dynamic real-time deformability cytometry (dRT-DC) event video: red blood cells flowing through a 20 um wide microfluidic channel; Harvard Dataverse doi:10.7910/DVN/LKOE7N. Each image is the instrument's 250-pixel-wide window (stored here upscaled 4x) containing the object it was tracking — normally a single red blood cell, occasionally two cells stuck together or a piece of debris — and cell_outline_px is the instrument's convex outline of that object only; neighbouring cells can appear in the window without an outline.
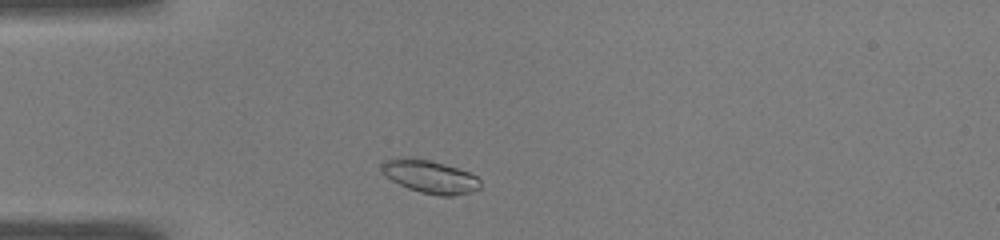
{"species": "common noctule bat (a hibernating species)", "species_latin": "Nyctalus noctula", "temperature_condition": "warm", "stored_images_in_passage": 40, "camera_frame_rate_fps": 3000, "um_per_image_px": 0.085, "animal": {"sex": "male", "body_mass_g": 19.0, "forearm_length_mm": 50.8}, "frame": {"image": 1, "passage_image": 4, "time_ms": 1.0, "image_size_px": [1000, 240], "cell_outline_px": [[480, 188], [472, 192], [452, 196], [440, 196], [420, 192], [408, 188], [384, 176], [380, 168], [380, 164], [384, 160], [404, 156], [432, 160], [468, 172], [476, 176], [480, 180]], "centroid_in_image_um": [36.51, 15.0], "position_along_channel_um": 48.5, "area_um2": 19.19}}
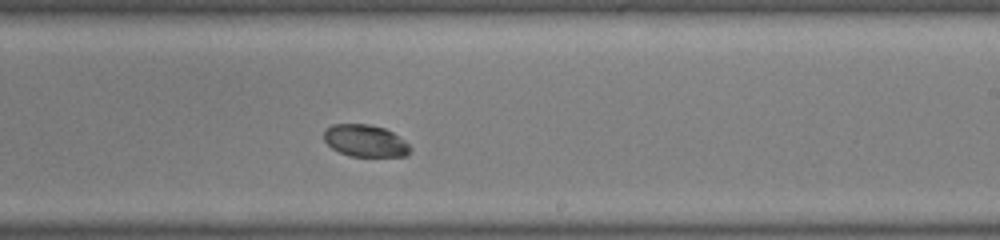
{"frame": {"image": 2, "passage_image": 21, "time_ms": 6.667, "image_size_px": [1000, 240], "cell_outline_px": [[412, 148], [408, 156], [348, 156], [332, 148], [324, 140], [324, 128], [332, 124], [368, 124], [384, 128], [400, 136]], "centroid_in_image_um": [31.05, 11.96], "position_along_channel_um": 258.0, "area_um2": 16.24}}
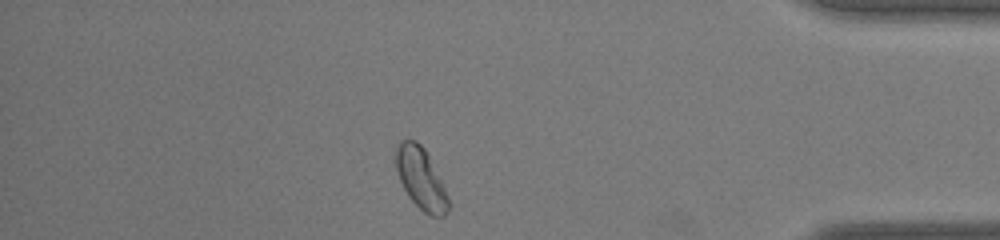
{"frame": {"image": 3, "passage_image": 34, "time_ms": 11.0, "image_size_px": [1000, 240], "cell_outline_px": [[448, 212], [444, 216], [432, 216], [424, 212], [408, 196], [400, 180], [396, 168], [396, 148], [400, 140], [416, 140], [424, 148], [448, 196]], "centroid_in_image_um": [35.76, 15.17], "position_along_channel_um": 399.4, "area_um2": 18.26}, "authors_computed_cell_mechanics": {"area_um2": 17.9758, "velocity_mm_per_s": 4.0059, "shape_relaxation_time_tau1_ms": 1.2729, "shape_relaxation_time_tau2_ms": null, "deformation_change_tau1": 0.0632, "deformation_change_tau2": null}}